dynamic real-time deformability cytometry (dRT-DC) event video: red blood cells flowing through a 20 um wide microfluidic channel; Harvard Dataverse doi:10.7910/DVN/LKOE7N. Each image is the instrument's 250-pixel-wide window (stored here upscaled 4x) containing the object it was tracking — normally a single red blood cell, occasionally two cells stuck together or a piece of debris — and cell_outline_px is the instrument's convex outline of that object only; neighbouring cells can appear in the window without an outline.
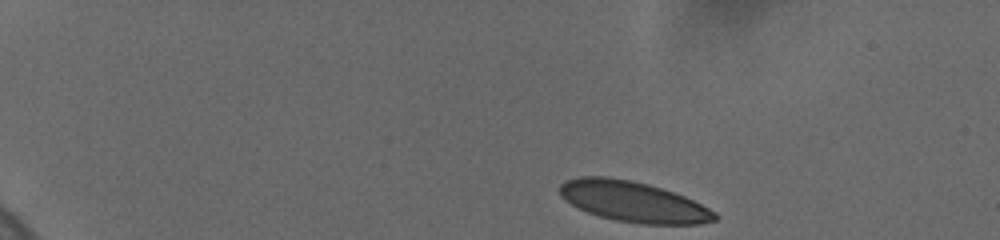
{"species": "human", "species_latin": "Homo sapiens", "temperature_condition": "cold", "stored_images_in_passage": 23, "camera_frame_rate_fps": 3000, "um_per_image_px": 0.085, "donor": {"sex": "female"}, "frame": {"image": 1, "passage_image": 1, "time_ms": 0.0, "image_size_px": [1000, 240], "cell_outline_px": [[720, 216], [716, 220], [700, 224], [640, 224], [616, 220], [600, 216], [588, 212], [564, 200], [560, 196], [560, 184], [564, 180], [580, 176], [608, 176], [632, 180], [648, 184], [684, 196], [716, 212]], "centroid_in_image_um": [53.82, 17.13], "position_along_channel_um": 31.2, "area_um2": 36.65}}
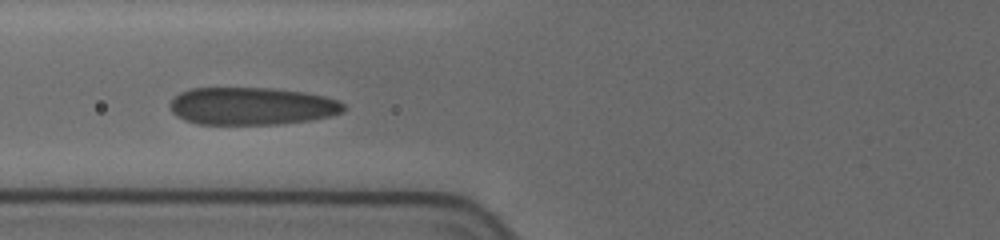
{"frame": {"image": 2, "passage_image": 17, "time_ms": 5.0, "image_size_px": [1000, 240], "cell_outline_px": [[344, 112], [328, 116], [308, 120], [276, 124], [196, 124], [184, 120], [176, 116], [168, 108], [168, 104], [180, 92], [192, 88], [272, 88], [304, 92], [324, 96], [340, 100], [344, 104]], "centroid_in_image_um": [21.37, 9.01], "position_along_channel_um": 104.4, "area_um2": 38.15}}
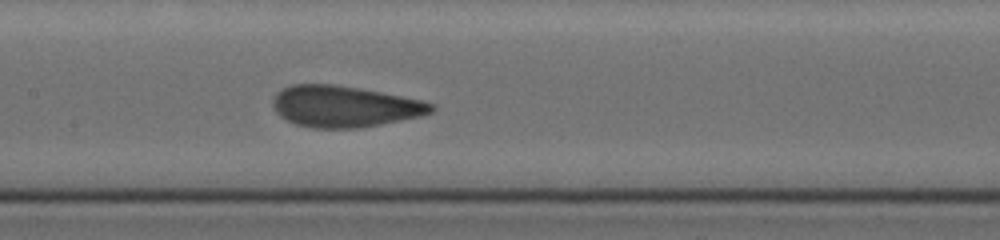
{"frame": {"image": 3, "passage_image": 23, "time_ms": 7.0, "image_size_px": [1000, 240], "cell_outline_px": [[436, 108], [432, 112], [420, 116], [380, 124], [356, 128], [312, 128], [296, 124], [280, 116], [276, 112], [272, 104], [272, 100], [276, 92], [292, 84], [336, 84], [360, 88], [420, 100], [436, 104]], "centroid_in_image_um": [29.26, 9.04], "position_along_channel_um": 178.1, "area_um2": 38.03}}